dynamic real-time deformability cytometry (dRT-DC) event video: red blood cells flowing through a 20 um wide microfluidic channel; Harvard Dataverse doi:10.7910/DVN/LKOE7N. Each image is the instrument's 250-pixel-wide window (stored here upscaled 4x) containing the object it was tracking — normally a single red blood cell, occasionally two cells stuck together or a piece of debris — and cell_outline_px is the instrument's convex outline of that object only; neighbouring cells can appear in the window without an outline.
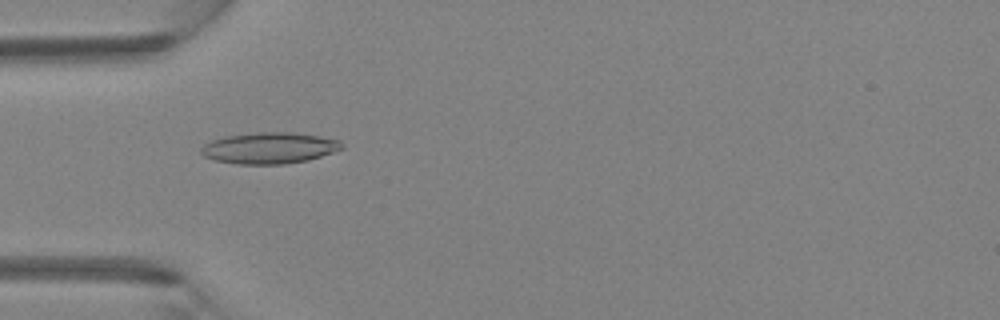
{"species": "Egyptian fruit bat (a non-hibernating species)", "species_latin": "Rousettus aegyptiacus", "temperature_condition": "room temperature", "stored_images_in_passage": 47, "camera_frame_rate_fps": 3000, "um_per_image_px": 0.085, "animal": {"sex": "female"}, "frame": {"image": 1, "passage_image": 15, "time_ms": 4.667, "image_size_px": [1000, 320], "cell_outline_px": [[344, 148], [308, 160], [284, 164], [236, 164], [216, 160], [204, 156], [200, 152], [200, 148], [204, 144], [212, 140], [224, 136], [256, 132], [292, 132], [340, 140], [344, 144]], "centroid_in_image_um": [22.88, 12.58], "position_along_channel_um": 62.1, "area_um2": 25.61}}
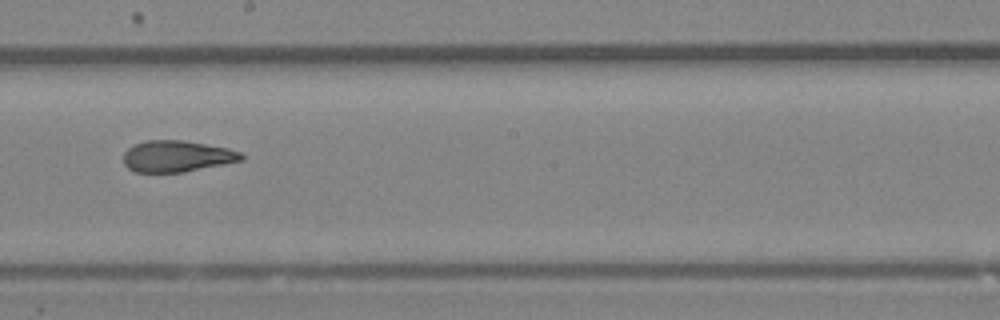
{"frame": {"image": 2, "passage_image": 27, "time_ms": 8.667, "image_size_px": [1000, 320], "cell_outline_px": [[244, 160], [184, 172], [136, 172], [128, 168], [124, 164], [124, 152], [128, 148], [144, 140], [184, 140], [228, 148], [240, 152], [244, 156]], "centroid_in_image_um": [15.04, 13.28], "position_along_channel_um": 233.2, "area_um2": 21.56}}
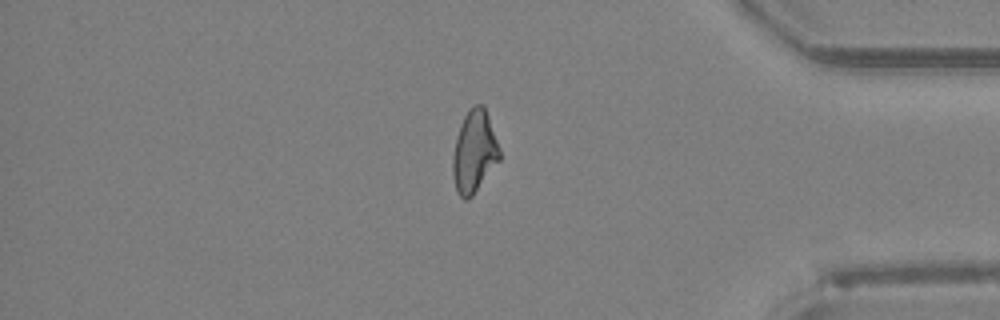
{"frame": {"image": 3, "passage_image": 40, "time_ms": 13.0, "image_size_px": [1000, 320], "cell_outline_px": [[500, 160], [472, 196], [468, 200], [464, 200], [456, 192], [452, 176], [452, 156], [456, 136], [460, 124], [468, 108], [472, 104], [484, 104], [500, 148]], "centroid_in_image_um": [40.29, 12.88], "position_along_channel_um": 394.9, "area_um2": 22.83}, "authors_computed_cell_mechanics": {"area_um2": 22.7732, "velocity_mm_per_s": 4.3414, "shape_relaxation_time_tau1_ms": null, "shape_relaxation_time_tau2_ms": 2.101, "deformation_change_tau1": null, "deformation_change_tau2": 0.0917}}